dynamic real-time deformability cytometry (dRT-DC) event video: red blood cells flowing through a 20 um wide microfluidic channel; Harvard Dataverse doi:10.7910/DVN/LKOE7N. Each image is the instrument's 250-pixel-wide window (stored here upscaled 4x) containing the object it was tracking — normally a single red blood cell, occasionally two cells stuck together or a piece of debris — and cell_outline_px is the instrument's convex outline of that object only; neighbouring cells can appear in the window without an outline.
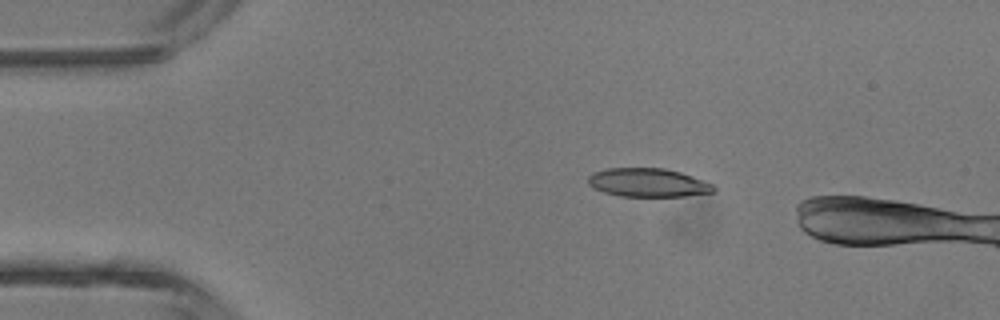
{"species": "common noctule bat (a hibernating species)", "species_latin": "Nyctalus noctula", "temperature_condition": "room temperature", "stored_images_in_passage": 4, "camera_frame_rate_fps": 3000, "um_per_image_px": 0.085, "animal": {"sex": "male", "body_mass_g": 13.3}, "frame": {"image": 1, "passage_image": 2, "time_ms": 1.333, "image_size_px": [1000, 320], "cell_outline_px": [[716, 192], [684, 196], [620, 196], [604, 192], [588, 184], [588, 176], [592, 172], [608, 168], [664, 168], [680, 172], [692, 176], [712, 184], [716, 188]], "centroid_in_image_um": [55.08, 15.52], "position_along_channel_um": 29.9, "area_um2": 20.87}}
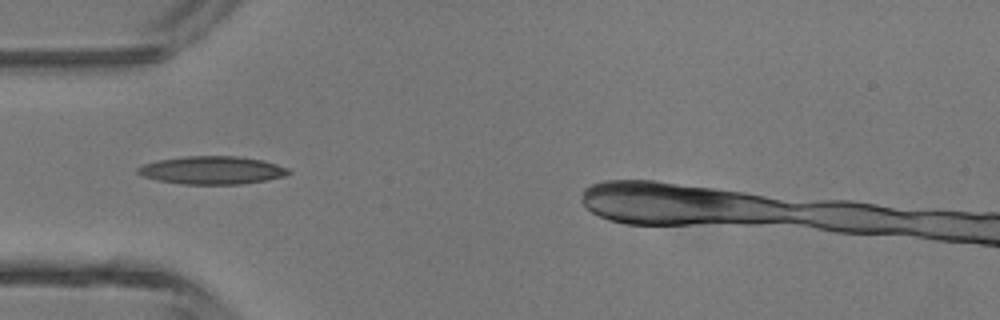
{"frame": {"image": 2, "passage_image": 3, "time_ms": 3.333, "image_size_px": [1000, 320], "cell_outline_px": [[292, 172], [284, 176], [268, 180], [240, 184], [184, 184], [156, 180], [140, 176], [136, 172], [136, 168], [144, 164], [160, 160], [184, 156], [236, 156], [264, 160], [288, 168]], "centroid_in_image_um": [18.02, 14.47], "position_along_channel_um": 67.0, "area_um2": 24.68}}
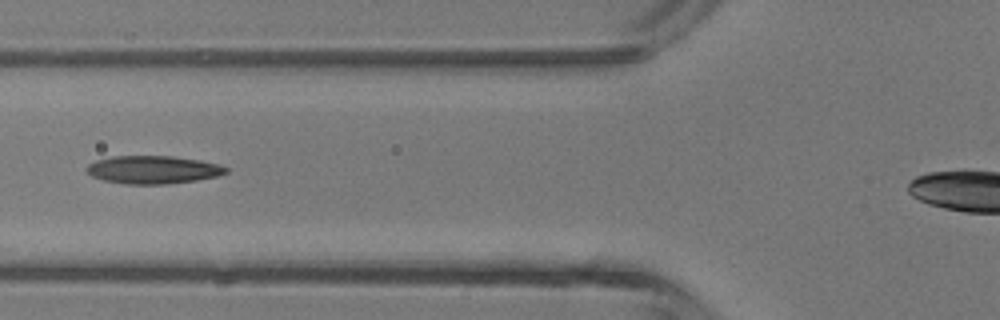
{"frame": {"image": 3, "passage_image": 4, "time_ms": 4.333, "image_size_px": [1000, 320], "cell_outline_px": [[228, 172], [216, 176], [196, 180], [164, 184], [128, 184], [104, 180], [92, 176], [88, 172], [88, 164], [96, 160], [112, 156], [172, 156], [200, 160], [216, 164], [228, 168]], "centroid_in_image_um": [13.01, 14.42], "position_along_channel_um": 112.8, "area_um2": 22.43}}